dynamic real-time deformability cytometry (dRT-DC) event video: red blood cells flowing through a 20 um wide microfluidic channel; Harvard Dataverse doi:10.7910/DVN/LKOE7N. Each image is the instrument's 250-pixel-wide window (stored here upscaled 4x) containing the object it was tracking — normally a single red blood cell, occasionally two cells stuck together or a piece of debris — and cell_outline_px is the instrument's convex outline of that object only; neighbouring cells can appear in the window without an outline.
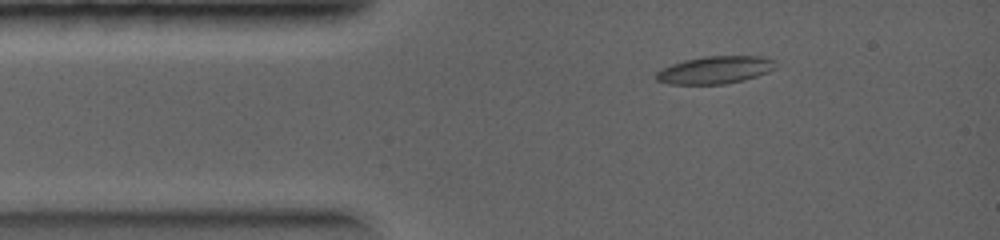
{"species": "common noctule bat (a hibernating species)", "species_latin": "Nyctalus noctula", "temperature_condition": "warm", "stored_images_in_passage": 36, "camera_frame_rate_fps": 5000, "um_per_image_px": 0.085, "animal": {"sex": "female", "body_mass_g": 19.0, "forearm_length_mm": 56.7}, "frame": {"image": 1, "passage_image": 1, "time_ms": 0.0, "image_size_px": [1000, 240], "cell_outline_px": [[776, 68], [768, 72], [744, 80], [724, 84], [668, 84], [656, 80], [652, 76], [660, 68], [684, 60], [704, 56], [760, 56], [776, 60]], "centroid_in_image_um": [60.75, 5.94], "position_along_channel_um": 24.3, "area_um2": 19.42}}
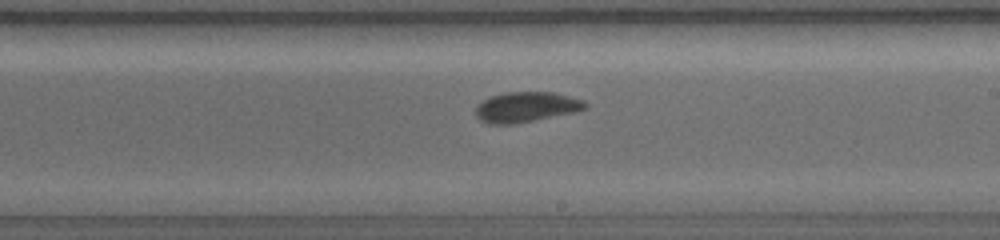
{"frame": {"image": 2, "passage_image": 18, "time_ms": 4.0, "image_size_px": [1000, 240], "cell_outline_px": [[588, 108], [576, 112], [512, 124], [488, 124], [480, 120], [476, 116], [476, 104], [492, 96], [504, 92], [552, 92], [584, 100], [588, 104]], "centroid_in_image_um": [44.73, 9.1], "position_along_channel_um": 244.3, "area_um2": 19.31}}
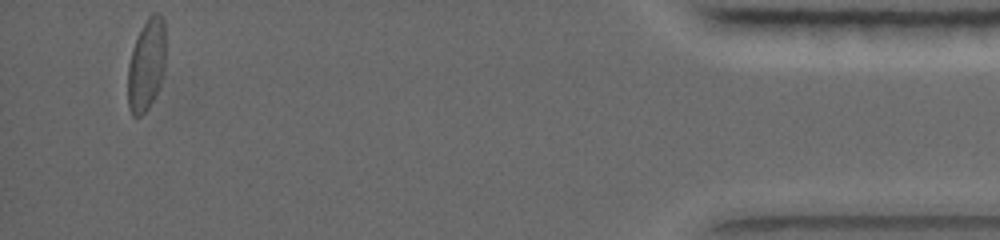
{"frame": {"image": 3, "passage_image": 36, "time_ms": 8.2, "image_size_px": [1000, 240], "cell_outline_px": [[164, 68], [160, 84], [148, 108], [140, 116], [132, 116], [128, 104], [128, 64], [132, 48], [148, 16], [152, 12], [156, 12], [164, 20]], "centroid_in_image_um": [12.43, 5.51], "position_along_channel_um": 422.8, "area_um2": 19.88}}